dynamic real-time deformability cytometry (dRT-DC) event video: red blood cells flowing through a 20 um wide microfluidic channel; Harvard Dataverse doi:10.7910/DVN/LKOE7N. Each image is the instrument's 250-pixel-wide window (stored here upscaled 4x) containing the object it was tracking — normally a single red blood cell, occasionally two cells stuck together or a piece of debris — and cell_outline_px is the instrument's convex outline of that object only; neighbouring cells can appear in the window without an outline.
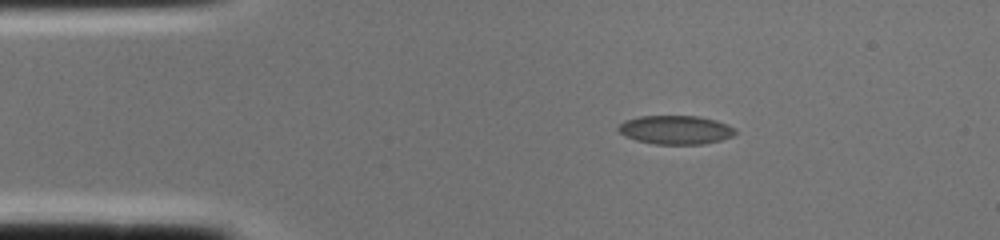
{"species": "common noctule bat (a hibernating species)", "species_latin": "Nyctalus noctula", "temperature_condition": "cold", "stored_images_in_passage": 1, "camera_frame_rate_fps": 3000, "um_per_image_px": 0.085, "animal": {"sex": "female", "body_mass_g": 22.0, "forearm_length_mm": 56.7}, "frame": {"image": 1, "passage_image": 1, "time_ms": 0.0, "image_size_px": [1000, 240], "cell_outline_px": [[736, 132], [732, 136], [720, 140], [704, 144], [652, 144], [636, 140], [624, 136], [616, 128], [624, 120], [640, 116], [700, 116], [716, 120], [728, 124], [736, 128]], "centroid_in_image_um": [57.42, 11.03], "position_along_channel_um": 27.6, "area_um2": 19.77}}